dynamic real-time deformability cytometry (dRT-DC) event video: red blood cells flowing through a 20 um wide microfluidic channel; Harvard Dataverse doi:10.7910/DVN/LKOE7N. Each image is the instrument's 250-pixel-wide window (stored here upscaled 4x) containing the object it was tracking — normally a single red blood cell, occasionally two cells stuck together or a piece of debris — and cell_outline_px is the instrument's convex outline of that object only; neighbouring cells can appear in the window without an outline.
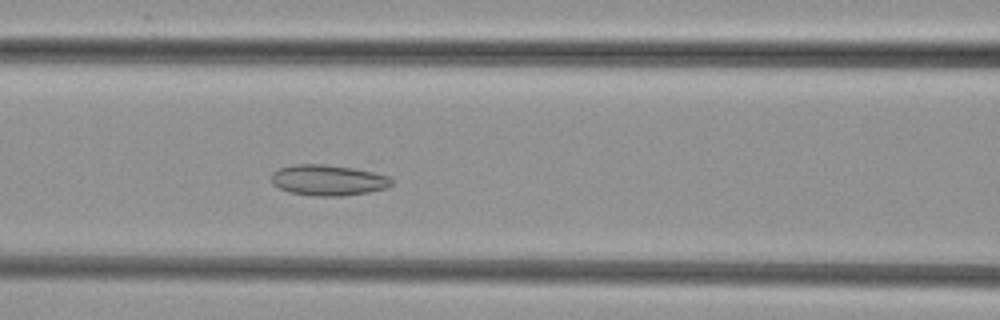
{"species": "common noctule bat (a hibernating species)", "species_latin": "Nyctalus noctula", "temperature_condition": "cold", "stored_images_in_passage": 40, "camera_frame_rate_fps": 3000, "um_per_image_px": 0.085, "animal": {"sex": "female", "body_mass_g": 29.2, "forearm_length_mm": 56.3}, "frame": {"image": 1, "passage_image": 17, "time_ms": 5.333, "image_size_px": [1000, 320], "cell_outline_px": [[392, 184], [388, 188], [368, 192], [344, 196], [316, 196], [288, 192], [272, 184], [272, 172], [280, 168], [296, 164], [324, 164], [352, 168], [372, 172], [388, 176], [392, 180]], "centroid_in_image_um": [27.89, 15.32], "position_along_channel_um": 138.7, "area_um2": 21.5}}
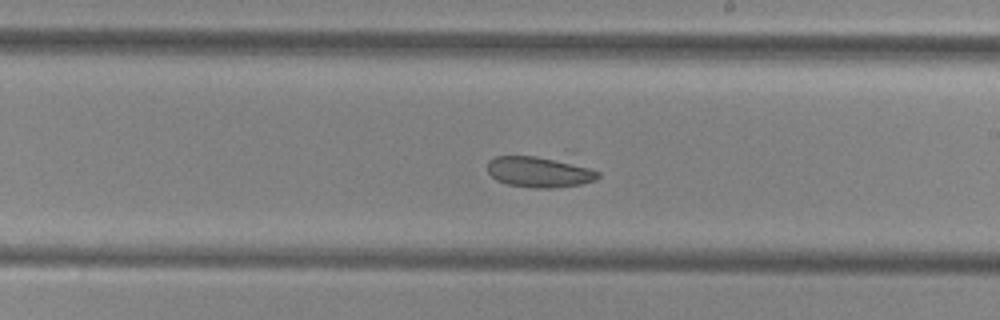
{"frame": {"image": 2, "passage_image": 25, "time_ms": 8.0, "image_size_px": [1000, 320], "cell_outline_px": [[600, 176], [596, 180], [580, 184], [556, 188], [536, 188], [508, 184], [496, 180], [488, 172], [488, 160], [496, 156], [560, 156], [600, 172]], "centroid_in_image_um": [45.91, 14.58], "position_along_channel_um": 243.1, "area_um2": 20.52}}
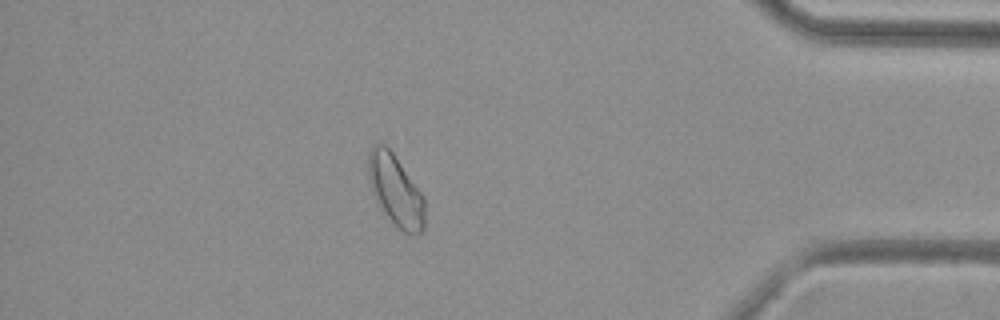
{"frame": {"image": 3, "passage_image": 40, "time_ms": 13.0, "image_size_px": [1000, 320], "cell_outline_px": [[424, 228], [416, 236], [404, 232], [396, 228], [384, 216], [372, 192], [368, 180], [368, 152], [376, 144], [384, 144], [392, 152], [424, 196]], "centroid_in_image_um": [33.61, 16.24], "position_along_channel_um": 401.6, "area_um2": 23.64}}